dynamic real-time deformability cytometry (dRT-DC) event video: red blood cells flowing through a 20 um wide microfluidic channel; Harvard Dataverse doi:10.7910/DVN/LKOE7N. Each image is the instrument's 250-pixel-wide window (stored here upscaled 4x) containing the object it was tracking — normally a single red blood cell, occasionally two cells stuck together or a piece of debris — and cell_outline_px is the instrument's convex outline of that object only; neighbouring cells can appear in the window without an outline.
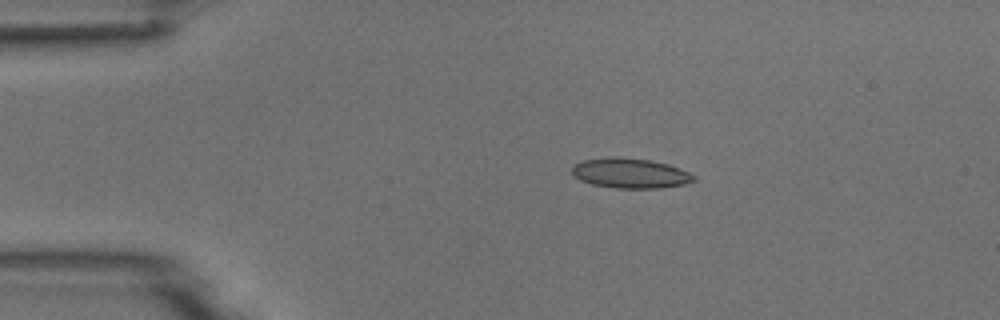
{"species": "common noctule bat (a hibernating species)", "species_latin": "Nyctalus noctula", "temperature_condition": "room temperature", "stored_images_in_passage": 4, "camera_frame_rate_fps": 3000, "um_per_image_px": 0.085, "animal": {"sex": "male", "body_mass_g": 18.8}, "frame": {"image": 1, "passage_image": 2, "time_ms": 2.0, "image_size_px": [1000, 320], "cell_outline_px": [[696, 180], [684, 184], [664, 188], [616, 188], [592, 184], [580, 180], [572, 172], [572, 164], [584, 160], [612, 156], [616, 156], [648, 160], [668, 164], [688, 172], [696, 176]], "centroid_in_image_um": [53.57, 14.72], "position_along_channel_um": 31.4, "area_um2": 21.27}}
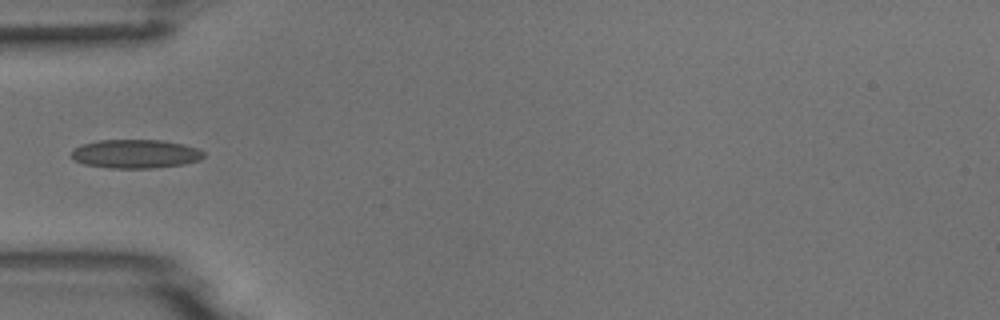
{"frame": {"image": 2, "passage_image": 4, "time_ms": 4.333, "image_size_px": [1000, 320], "cell_outline_px": [[204, 156], [200, 160], [184, 164], [152, 168], [108, 168], [84, 164], [76, 160], [72, 156], [72, 148], [80, 144], [100, 140], [160, 140], [184, 144], [200, 148], [204, 152]], "centroid_in_image_um": [11.53, 13.07], "position_along_channel_um": 73.5, "area_um2": 22.31}}